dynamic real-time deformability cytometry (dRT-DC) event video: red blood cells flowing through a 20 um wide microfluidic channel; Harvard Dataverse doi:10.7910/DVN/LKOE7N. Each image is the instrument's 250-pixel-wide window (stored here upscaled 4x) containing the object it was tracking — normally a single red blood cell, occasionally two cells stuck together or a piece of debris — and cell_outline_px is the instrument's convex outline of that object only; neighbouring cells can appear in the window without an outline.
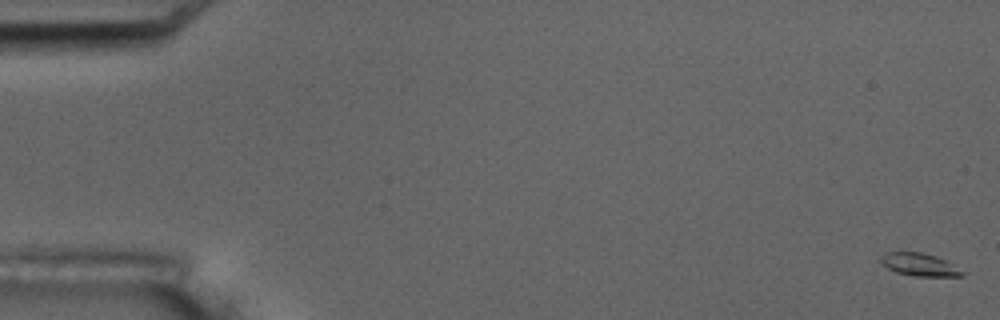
{"species": "common noctule bat (a hibernating species)", "species_latin": "Nyctalus noctula", "temperature_condition": "room temperature", "stored_images_in_passage": 9, "camera_frame_rate_fps": 3000, "um_per_image_px": 0.085, "animal": {"sex": "male", "body_mass_g": 17.5, "forearm_length_mm": 52.3}, "frame": {"image": 1, "passage_image": 1, "time_ms": 0.0, "image_size_px": [1000, 320], "cell_outline_px": [[964, 276], [916, 276], [896, 272], [888, 268], [880, 260], [880, 256], [888, 252], [924, 252], [936, 256], [944, 260], [964, 272]], "centroid_in_image_um": [78.14, 22.48], "position_along_channel_um": 6.9, "area_um2": 10.58}}
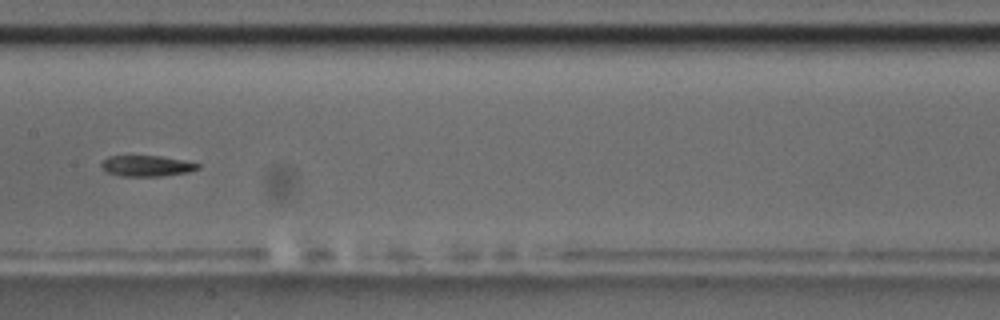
{"frame": {"image": 2, "passage_image": 9, "time_ms": 10.0, "image_size_px": [1000, 320], "cell_outline_px": [[200, 168], [188, 172], [160, 176], [120, 176], [108, 172], [100, 164], [108, 156], [160, 156], [200, 164]], "centroid_in_image_um": [12.47, 14.1], "position_along_channel_um": 194.9, "area_um2": 11.5}}